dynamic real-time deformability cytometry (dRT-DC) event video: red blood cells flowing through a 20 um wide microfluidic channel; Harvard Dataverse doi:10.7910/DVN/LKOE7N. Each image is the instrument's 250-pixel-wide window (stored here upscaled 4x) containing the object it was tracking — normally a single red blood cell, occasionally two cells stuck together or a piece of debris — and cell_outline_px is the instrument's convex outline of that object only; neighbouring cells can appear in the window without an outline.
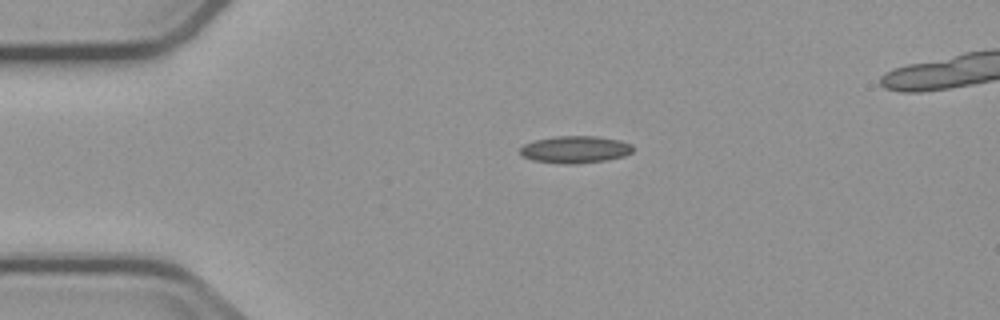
{"species": "common noctule bat (a hibernating species)", "species_latin": "Nyctalus noctula", "temperature_condition": "cold", "stored_images_in_passage": 3, "camera_frame_rate_fps": 3000, "um_per_image_px": 0.085, "animal": {"sex": "male", "body_mass_g": 23.1, "forearm_length_mm": 52.7}, "frame": {"image": 1, "passage_image": 1, "time_ms": 0.0, "image_size_px": [1000, 320], "cell_outline_px": [[636, 148], [632, 152], [624, 156], [604, 160], [576, 164], [560, 164], [532, 160], [520, 156], [520, 148], [524, 144], [536, 140], [556, 136], [596, 136], [620, 140], [632, 144]], "centroid_in_image_um": [48.89, 12.71], "position_along_channel_um": 36.1, "area_um2": 18.03}}